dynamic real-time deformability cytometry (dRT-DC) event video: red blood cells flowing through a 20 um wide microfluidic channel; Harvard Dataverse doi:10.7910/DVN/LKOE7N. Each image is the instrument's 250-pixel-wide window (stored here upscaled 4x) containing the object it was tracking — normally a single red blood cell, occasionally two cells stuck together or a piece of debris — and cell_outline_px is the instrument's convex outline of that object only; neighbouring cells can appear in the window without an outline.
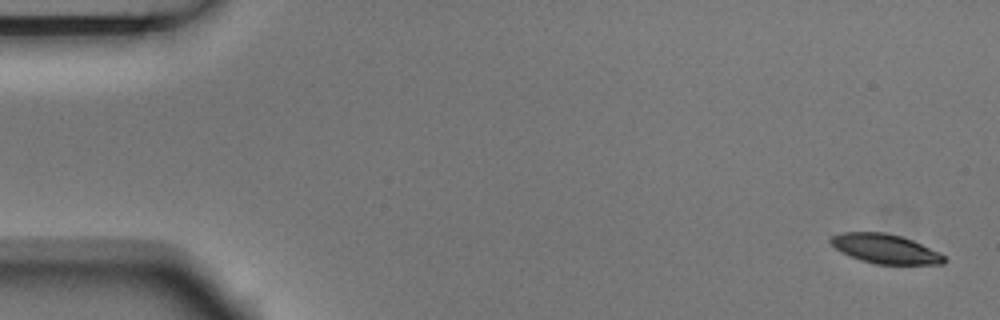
{"species": "Egyptian fruit bat (a non-hibernating species)", "species_latin": "Rousettus aegyptiacus", "temperature_condition": "room temperature", "stored_images_in_passage": 6, "camera_frame_rate_fps": 3000, "um_per_image_px": 0.085, "animal": {"sex": "male"}, "frame": {"image": 1, "passage_image": 1, "time_ms": 0.0, "image_size_px": [1000, 320], "cell_outline_px": [[948, 260], [944, 264], [876, 264], [860, 260], [836, 248], [828, 240], [832, 236], [840, 232], [884, 232], [900, 236], [912, 240], [940, 252]], "centroid_in_image_um": [75.28, 21.14], "position_along_channel_um": 9.7, "area_um2": 19.31}}